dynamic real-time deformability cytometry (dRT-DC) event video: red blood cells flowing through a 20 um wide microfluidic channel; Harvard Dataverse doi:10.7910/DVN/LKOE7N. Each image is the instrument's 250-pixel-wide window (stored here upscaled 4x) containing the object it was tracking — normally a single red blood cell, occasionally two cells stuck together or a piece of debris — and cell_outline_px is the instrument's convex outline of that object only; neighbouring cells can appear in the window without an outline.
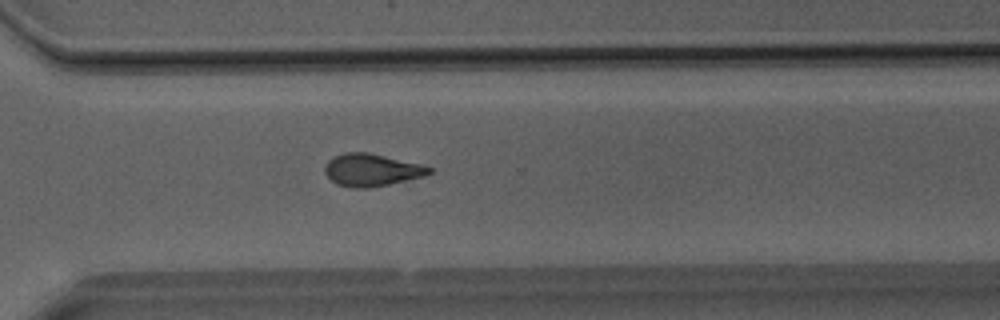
{"species": "Egyptian fruit bat (a non-hibernating species)", "species_latin": "Rousettus aegyptiacus", "temperature_condition": "room temperature", "stored_images_in_passage": 30, "camera_frame_rate_fps": 3000, "um_per_image_px": 0.085, "animal": {"sex": "male"}, "frame": {"image": 1, "passage_image": 22, "time_ms": 7.0, "image_size_px": [1000, 320], "cell_outline_px": [[432, 172], [424, 176], [388, 184], [368, 188], [352, 188], [336, 184], [324, 172], [324, 168], [328, 160], [332, 156], [344, 152], [368, 152], [424, 164], [432, 168]], "centroid_in_image_um": [31.58, 14.43], "position_along_channel_um": 339.0, "area_um2": 19.88}}
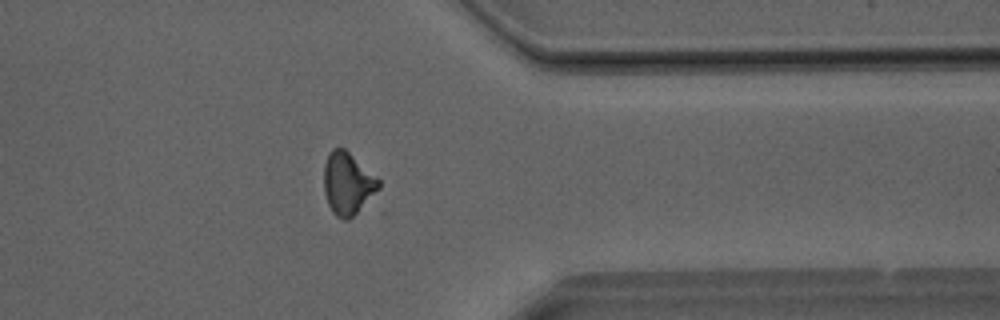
{"frame": {"image": 2, "passage_image": 25, "time_ms": 8.0, "image_size_px": [1000, 320], "cell_outline_px": [[380, 188], [348, 220], [344, 220], [336, 216], [332, 212], [328, 204], [324, 192], [324, 164], [328, 152], [332, 148], [344, 148], [380, 180]], "centroid_in_image_um": [29.52, 15.58], "position_along_channel_um": 381.9, "area_um2": 19.65}}